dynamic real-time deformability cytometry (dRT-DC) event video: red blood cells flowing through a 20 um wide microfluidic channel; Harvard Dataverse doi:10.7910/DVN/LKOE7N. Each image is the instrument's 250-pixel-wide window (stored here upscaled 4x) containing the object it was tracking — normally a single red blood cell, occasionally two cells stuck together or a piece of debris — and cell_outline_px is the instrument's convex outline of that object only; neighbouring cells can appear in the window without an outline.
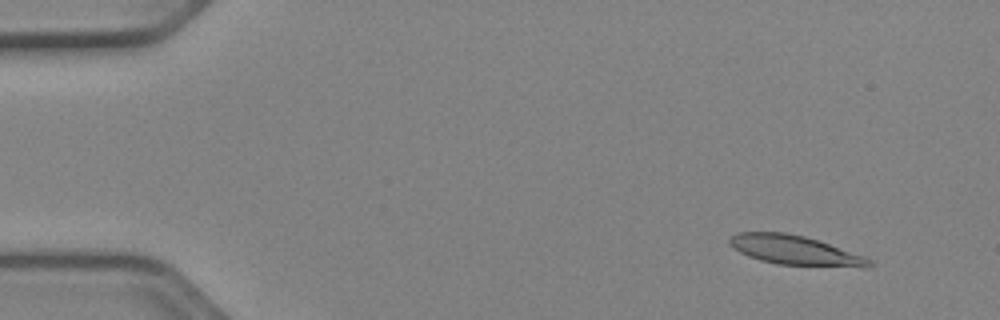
{"species": "Egyptian fruit bat (a non-hibernating species)", "species_latin": "Rousettus aegyptiacus", "temperature_condition": "cold", "stored_images_in_passage": 15, "camera_frame_rate_fps": 3000, "um_per_image_px": 0.085, "animal": {"sex": "female"}, "frame": {"image": 1, "passage_image": 5, "time_ms": 1.333, "image_size_px": [1000, 320], "cell_outline_px": [[872, 264], [868, 268], [864, 268], [776, 264], [760, 260], [748, 256], [732, 248], [728, 244], [728, 240], [736, 232], [784, 232], [804, 236], [864, 256], [872, 260]], "centroid_in_image_um": [67.55, 21.28], "position_along_channel_um": 17.4, "area_um2": 23.99}}